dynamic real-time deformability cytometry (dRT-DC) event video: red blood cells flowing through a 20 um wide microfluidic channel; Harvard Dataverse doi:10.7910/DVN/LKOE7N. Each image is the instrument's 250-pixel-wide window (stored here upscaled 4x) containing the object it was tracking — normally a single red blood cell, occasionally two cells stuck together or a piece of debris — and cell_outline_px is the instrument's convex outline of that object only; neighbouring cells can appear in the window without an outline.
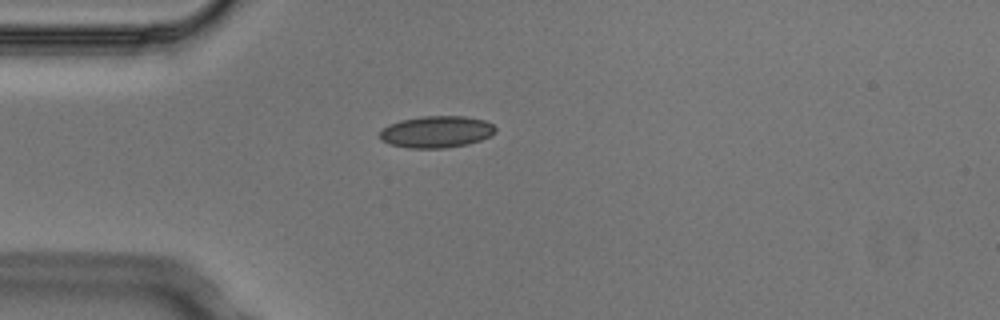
{"species": "Egyptian fruit bat (a non-hibernating species)", "species_latin": "Rousettus aegyptiacus", "temperature_condition": "cold", "stored_images_in_passage": 2, "camera_frame_rate_fps": 3000, "um_per_image_px": 0.085, "animal": {"sex": "male"}, "frame": {"image": 1, "passage_image": 1, "time_ms": 0.0, "image_size_px": [1000, 320], "cell_outline_px": [[496, 132], [492, 136], [468, 144], [444, 148], [408, 148], [388, 144], [380, 140], [380, 132], [388, 124], [400, 120], [424, 116], [464, 116], [484, 120], [492, 124], [496, 128]], "centroid_in_image_um": [37.1, 11.21], "position_along_channel_um": 47.9, "area_um2": 21.56}}